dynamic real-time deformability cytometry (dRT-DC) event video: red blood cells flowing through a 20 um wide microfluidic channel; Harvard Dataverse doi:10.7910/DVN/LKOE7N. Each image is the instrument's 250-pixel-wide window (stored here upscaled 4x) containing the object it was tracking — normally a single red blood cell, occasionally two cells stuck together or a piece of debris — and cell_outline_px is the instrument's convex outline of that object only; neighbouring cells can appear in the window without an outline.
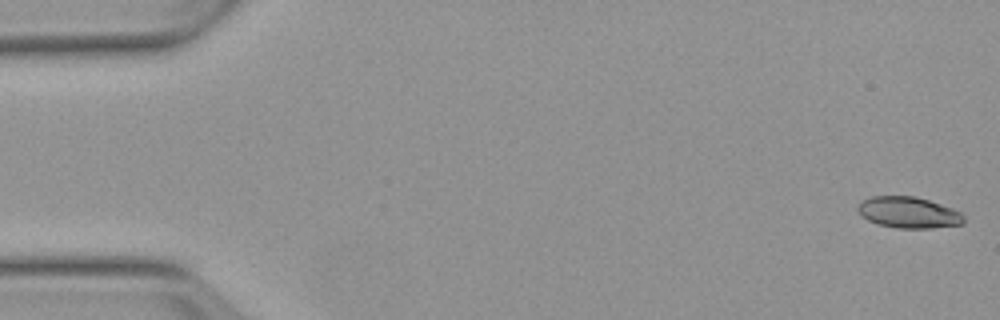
{"species": "Egyptian fruit bat (a non-hibernating species)", "species_latin": "Rousettus aegyptiacus", "temperature_condition": "warm", "stored_images_in_passage": 4, "camera_frame_rate_fps": 3000, "um_per_image_px": 0.085, "animal": {"sex": "female"}, "frame": {"image": 1, "passage_image": 1, "time_ms": 0.0, "image_size_px": [1000, 320], "cell_outline_px": [[964, 224], [932, 228], [896, 228], [876, 224], [860, 216], [856, 208], [864, 200], [872, 196], [916, 196], [952, 208], [960, 212], [964, 216]], "centroid_in_image_um": [77.21, 18.07], "position_along_channel_um": 7.8, "area_um2": 19.36}}